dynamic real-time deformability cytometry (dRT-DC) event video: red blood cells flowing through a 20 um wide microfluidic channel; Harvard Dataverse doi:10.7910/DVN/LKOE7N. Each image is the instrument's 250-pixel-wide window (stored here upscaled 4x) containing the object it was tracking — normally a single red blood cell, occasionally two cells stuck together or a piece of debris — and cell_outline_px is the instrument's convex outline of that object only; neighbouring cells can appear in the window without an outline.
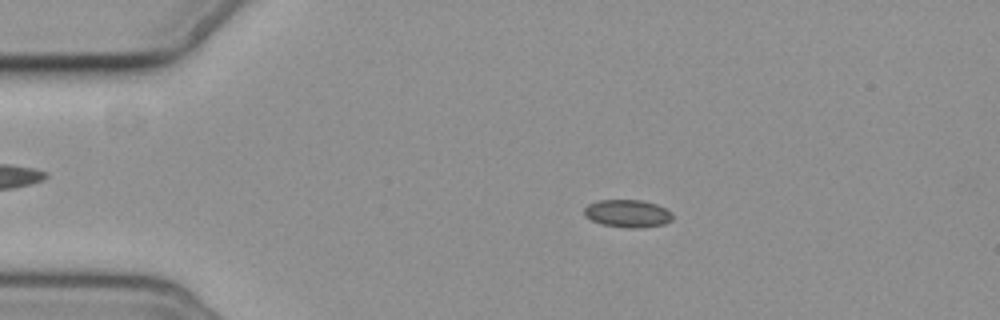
{"species": "common noctule bat (a hibernating species)", "species_latin": "Nyctalus noctula", "temperature_condition": "cold", "stored_images_in_passage": 9, "camera_frame_rate_fps": 3000, "um_per_image_px": 0.085, "animal": {"sex": "female", "body_mass_g": 19.3, "forearm_length_mm": 54.1}, "frame": {"image": 1, "passage_image": 3, "time_ms": 2.333, "image_size_px": [1000, 320], "cell_outline_px": [[672, 220], [664, 224], [640, 228], [628, 228], [600, 224], [584, 216], [584, 208], [588, 204], [600, 200], [640, 200], [656, 204], [672, 212]], "centroid_in_image_um": [53.33, 18.15], "position_along_channel_um": 31.7, "area_um2": 14.28}}
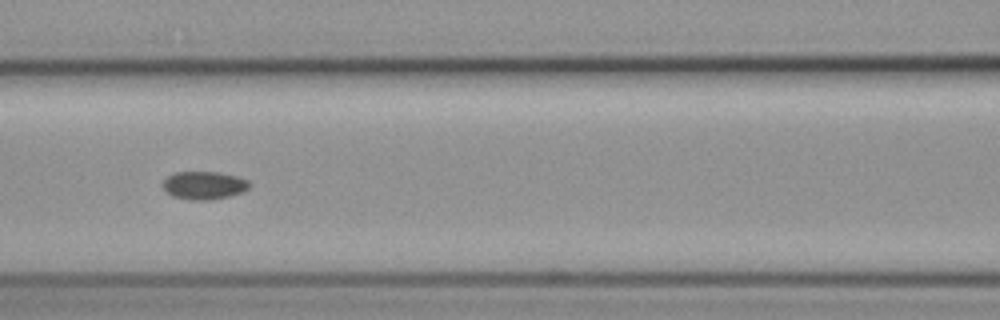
{"frame": {"image": 2, "passage_image": 7, "time_ms": 7.0, "image_size_px": [1000, 320], "cell_outline_px": [[248, 188], [240, 192], [228, 196], [212, 200], [192, 200], [172, 196], [160, 184], [168, 176], [176, 172], [216, 172], [236, 176], [248, 180]], "centroid_in_image_um": [17.3, 15.75], "position_along_channel_um": 149.3, "area_um2": 13.93}}
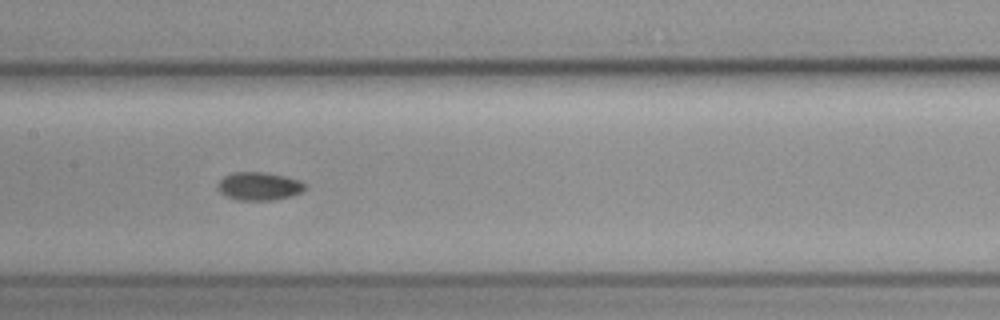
{"frame": {"image": 3, "passage_image": 8, "time_ms": 8.0, "image_size_px": [1000, 320], "cell_outline_px": [[304, 188], [300, 192], [292, 196], [272, 200], [240, 200], [228, 196], [220, 192], [216, 188], [216, 184], [224, 176], [232, 172], [268, 172], [300, 180], [304, 184]], "centroid_in_image_um": [21.99, 15.81], "position_along_channel_um": 185.4, "area_um2": 14.28}}